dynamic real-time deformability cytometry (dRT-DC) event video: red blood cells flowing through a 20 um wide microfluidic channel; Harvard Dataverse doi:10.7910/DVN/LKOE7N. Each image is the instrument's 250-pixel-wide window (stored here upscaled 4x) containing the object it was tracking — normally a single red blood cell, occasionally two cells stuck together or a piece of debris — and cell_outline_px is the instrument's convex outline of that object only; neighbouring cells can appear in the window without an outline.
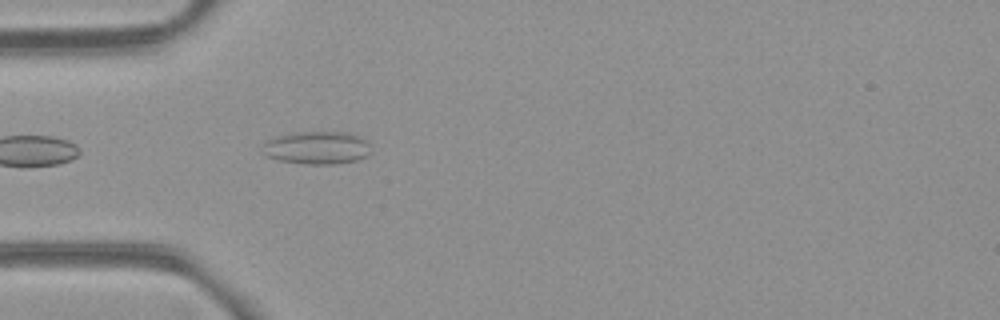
{"species": "common noctule bat (a hibernating species)", "species_latin": "Nyctalus noctula", "temperature_condition": "room temperature", "stored_images_in_passage": 3, "camera_frame_rate_fps": 3000, "um_per_image_px": 0.085, "animal": {"sex": "female", "body_mass_g": 21.9}, "frame": {"image": 1, "passage_image": 3, "time_ms": 2.333, "image_size_px": [1000, 320], "cell_outline_px": [[372, 152], [368, 156], [356, 160], [336, 164], [304, 164], [280, 160], [268, 156], [264, 144], [264, 140], [276, 136], [300, 132], [348, 132], [360, 136], [368, 140]], "centroid_in_image_um": [27.03, 12.55], "position_along_channel_um": 58.0, "area_um2": 20.81}}